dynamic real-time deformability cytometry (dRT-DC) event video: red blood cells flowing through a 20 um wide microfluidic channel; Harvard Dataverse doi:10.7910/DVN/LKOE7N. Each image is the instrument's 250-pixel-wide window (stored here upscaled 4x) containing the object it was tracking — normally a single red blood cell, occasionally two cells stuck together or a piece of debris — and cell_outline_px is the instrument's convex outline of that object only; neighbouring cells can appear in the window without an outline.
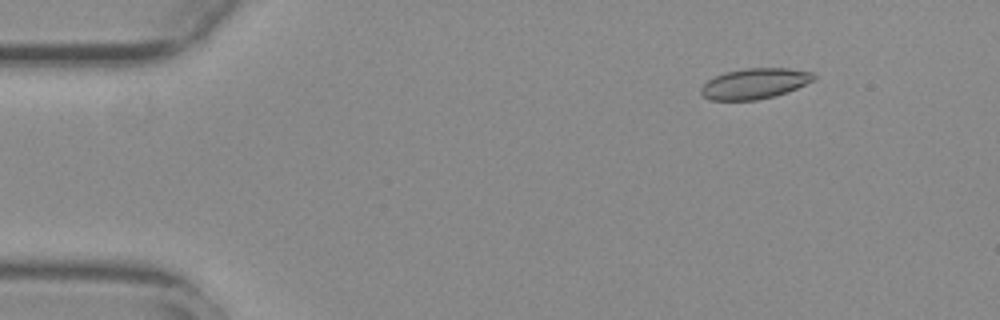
{"species": "common noctule bat (a hibernating species)", "species_latin": "Nyctalus noctula", "temperature_condition": "warm", "stored_images_in_passage": 55, "camera_frame_rate_fps": 3000, "um_per_image_px": 0.085, "animal": {"sex": "female", "body_mass_g": 29.2, "forearm_length_mm": 56.3}, "frame": {"image": 1, "passage_image": 7, "time_ms": 2.0, "image_size_px": [1000, 320], "cell_outline_px": [[816, 80], [788, 92], [756, 100], [708, 100], [700, 92], [700, 88], [708, 80], [724, 72], [744, 68], [788, 68], [812, 72], [816, 76]], "centroid_in_image_um": [64.17, 7.1], "position_along_channel_um": 20.8, "area_um2": 20.17}}
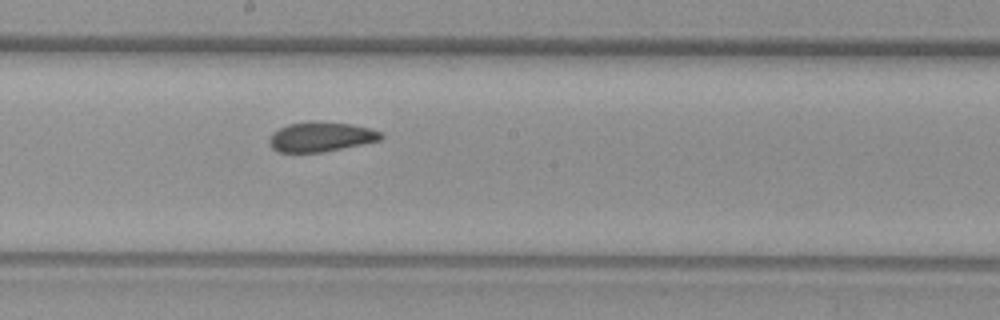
{"frame": {"image": 2, "passage_image": 30, "time_ms": 9.667, "image_size_px": [1000, 320], "cell_outline_px": [[384, 136], [380, 140], [324, 152], [280, 152], [272, 148], [268, 144], [268, 140], [272, 132], [288, 124], [352, 124], [372, 128], [380, 132]], "centroid_in_image_um": [27.27, 11.67], "position_along_channel_um": 220.9, "area_um2": 18.61}}
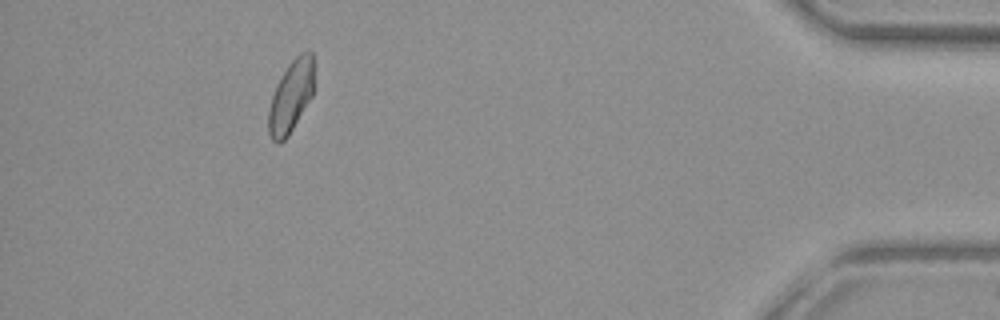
{"frame": {"image": 3, "passage_image": 50, "time_ms": 16.333, "image_size_px": [1000, 320], "cell_outline_px": [[312, 96], [288, 136], [280, 144], [276, 144], [272, 140], [268, 132], [268, 108], [276, 84], [288, 64], [300, 52], [312, 52]], "centroid_in_image_um": [24.68, 8.24], "position_along_channel_um": 410.5, "area_um2": 18.9}, "authors_computed_cell_mechanics": {"area_um2": 19.8254, "velocity_mm_per_s": 3.7705, "shape_relaxation_time_tau1_ms": null, "shape_relaxation_time_tau2_ms": 2.2249, "deformation_change_tau1": null, "deformation_change_tau2": 0.0622}}